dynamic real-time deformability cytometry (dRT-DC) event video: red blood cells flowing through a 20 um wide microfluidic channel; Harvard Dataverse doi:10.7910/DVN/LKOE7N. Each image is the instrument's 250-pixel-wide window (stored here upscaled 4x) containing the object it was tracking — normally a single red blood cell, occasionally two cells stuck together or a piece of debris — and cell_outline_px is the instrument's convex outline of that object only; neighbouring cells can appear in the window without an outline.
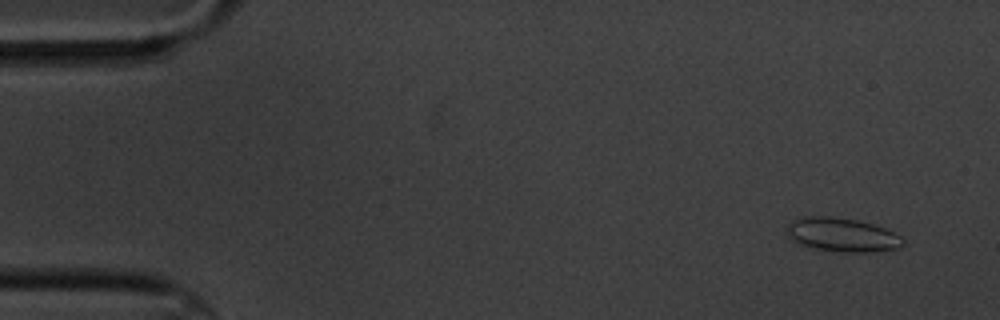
{"species": "common noctule bat (a hibernating species)", "species_latin": "Nyctalus noctula", "temperature_condition": "cold", "stored_images_in_passage": 6, "camera_frame_rate_fps": 3000, "um_per_image_px": 0.085, "animal": {"sex": "male", "body_mass_g": 20.1, "forearm_length_mm": 53.5}, "frame": {"image": 1, "passage_image": 1, "time_ms": 0.0, "image_size_px": [1000, 320], "cell_outline_px": [[904, 244], [900, 248], [876, 252], [836, 252], [796, 244], [788, 236], [788, 224], [792, 220], [804, 216], [828, 216], [856, 220], [872, 224], [884, 228], [900, 236], [904, 240]], "centroid_in_image_um": [71.58, 19.97], "position_along_channel_um": 13.4, "area_um2": 23.0}}